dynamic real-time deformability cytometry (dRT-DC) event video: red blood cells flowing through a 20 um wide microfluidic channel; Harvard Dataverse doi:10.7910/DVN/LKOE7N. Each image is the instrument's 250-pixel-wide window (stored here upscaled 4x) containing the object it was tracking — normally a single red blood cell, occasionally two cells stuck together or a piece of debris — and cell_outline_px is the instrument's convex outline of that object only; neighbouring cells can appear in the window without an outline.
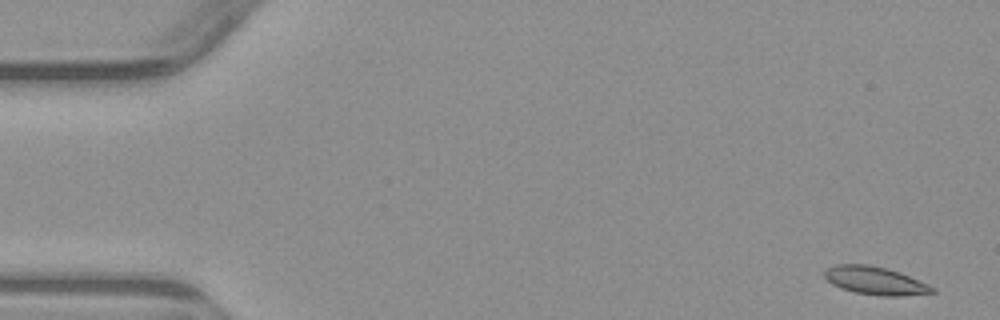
{"species": "common noctule bat (a hibernating species)", "species_latin": "Nyctalus noctula", "temperature_condition": "warm", "stored_images_in_passage": 4, "camera_frame_rate_fps": 3000, "um_per_image_px": 0.085, "animal": {"sex": "male", "body_mass_g": 23.1, "forearm_length_mm": 52.7}, "frame": {"image": 1, "passage_image": 1, "time_ms": 0.0, "image_size_px": [1000, 320], "cell_outline_px": [[936, 292], [900, 296], [880, 296], [856, 292], [840, 288], [832, 284], [824, 276], [824, 272], [828, 268], [836, 264], [868, 264], [900, 272], [928, 284], [936, 288]], "centroid_in_image_um": [74.4, 23.86], "position_along_channel_um": 10.6, "area_um2": 17.51}}
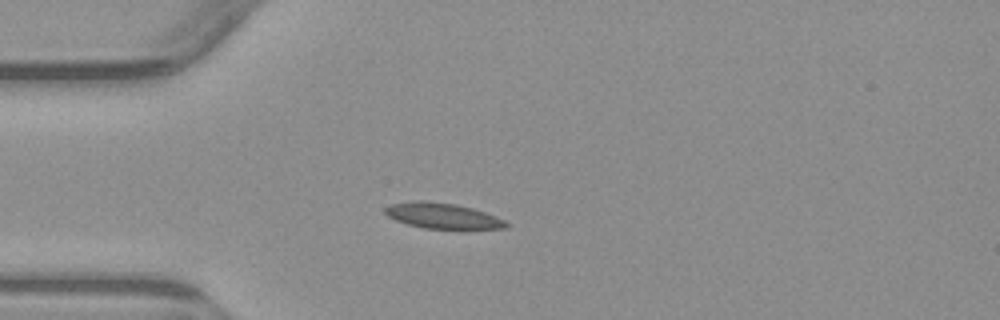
{"frame": {"image": 2, "passage_image": 4, "time_ms": 4.0, "image_size_px": [1000, 320], "cell_outline_px": [[508, 228], [460, 232], [424, 228], [408, 224], [396, 220], [388, 216], [384, 212], [384, 208], [392, 204], [420, 200], [456, 204], [472, 208], [496, 216], [504, 220], [508, 224]], "centroid_in_image_um": [37.72, 18.41], "position_along_channel_um": 47.3, "area_um2": 18.84}}